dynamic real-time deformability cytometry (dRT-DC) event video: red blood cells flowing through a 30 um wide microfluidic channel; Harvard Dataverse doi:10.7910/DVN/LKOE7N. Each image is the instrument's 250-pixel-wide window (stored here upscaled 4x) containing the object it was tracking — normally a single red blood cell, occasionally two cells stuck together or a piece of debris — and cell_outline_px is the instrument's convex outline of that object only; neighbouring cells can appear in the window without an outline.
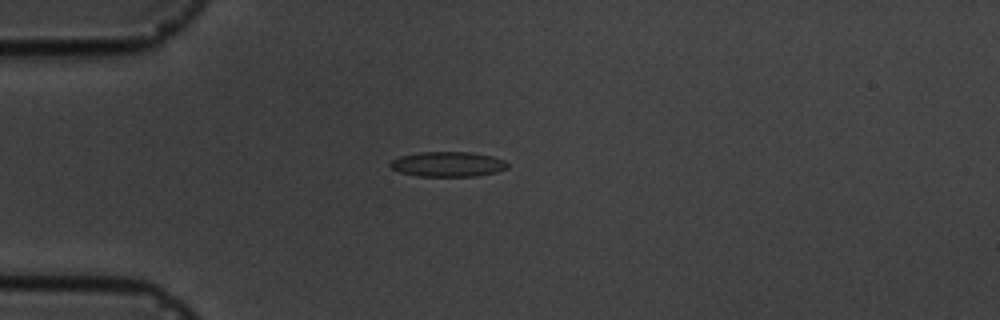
{"species": "common noctule bat (a hibernating species)", "species_latin": "Nyctalus noctula", "temperature_condition": "cold", "stored_images_in_passage": 8, "camera_frame_rate_fps": 3000, "um_per_image_px": 0.085, "animal": {"sex": "male", "body_mass_g": 19.5, "forearm_length_mm": 54.6}, "frame": {"image": 1, "passage_image": 1, "time_ms": 0.0, "image_size_px": [1000, 320], "cell_outline_px": [[508, 168], [496, 172], [476, 176], [416, 176], [400, 172], [392, 168], [388, 164], [392, 160], [400, 156], [420, 152], [472, 152], [492, 156], [504, 160], [508, 164]], "centroid_in_image_um": [38.07, 13.95], "position_along_channel_um": 46.9, "area_um2": 17.11}}
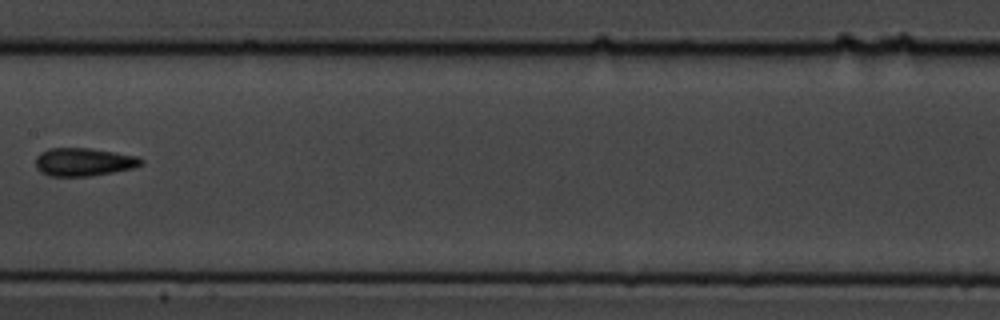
{"frame": {"image": 2, "passage_image": 5, "time_ms": 4.667, "image_size_px": [1000, 320], "cell_outline_px": [[144, 164], [132, 168], [92, 176], [48, 176], [40, 172], [36, 168], [36, 156], [40, 152], [48, 148], [88, 148], [116, 152], [136, 156], [144, 160]], "centroid_in_image_um": [7.09, 13.76], "position_along_channel_um": 200.3, "area_um2": 17.4}}
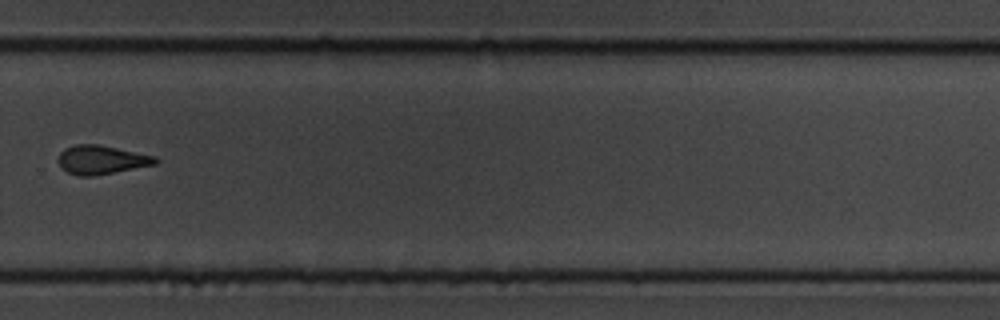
{"frame": {"image": 3, "passage_image": 8, "time_ms": 8.0, "image_size_px": [1000, 320], "cell_outline_px": [[160, 160], [156, 164], [92, 176], [76, 176], [60, 168], [60, 152], [64, 148], [76, 144], [100, 144], [156, 156]], "centroid_in_image_um": [8.63, 13.57], "position_along_channel_um": 321.2, "area_um2": 16.3}}